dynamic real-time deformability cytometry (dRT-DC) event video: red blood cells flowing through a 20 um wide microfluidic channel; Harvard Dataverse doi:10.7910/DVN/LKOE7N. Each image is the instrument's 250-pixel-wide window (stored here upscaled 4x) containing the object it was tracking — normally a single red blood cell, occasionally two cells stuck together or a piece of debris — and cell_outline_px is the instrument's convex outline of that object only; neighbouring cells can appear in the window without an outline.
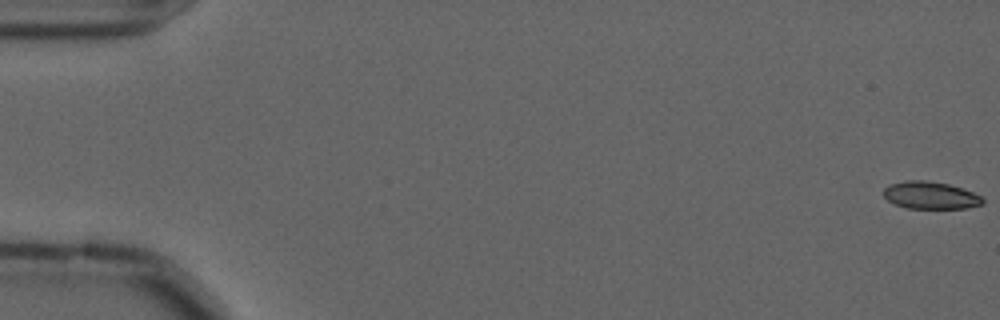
{"species": "common noctule bat (a hibernating species)", "species_latin": "Nyctalus noctula", "temperature_condition": "cold", "stored_images_in_passage": 58, "camera_frame_rate_fps": 3000, "um_per_image_px": 0.085, "animal": {"sex": "male", "forearm_length_mm": 52.5}, "frame": {"image": 1, "passage_image": 1, "time_ms": 0.0, "image_size_px": [1000, 320], "cell_outline_px": [[984, 204], [968, 208], [908, 208], [896, 204], [888, 200], [884, 196], [884, 188], [888, 184], [904, 180], [928, 180], [948, 184], [972, 192], [980, 196], [984, 200]], "centroid_in_image_um": [79.08, 16.59], "position_along_channel_um": 5.9, "area_um2": 15.78}}
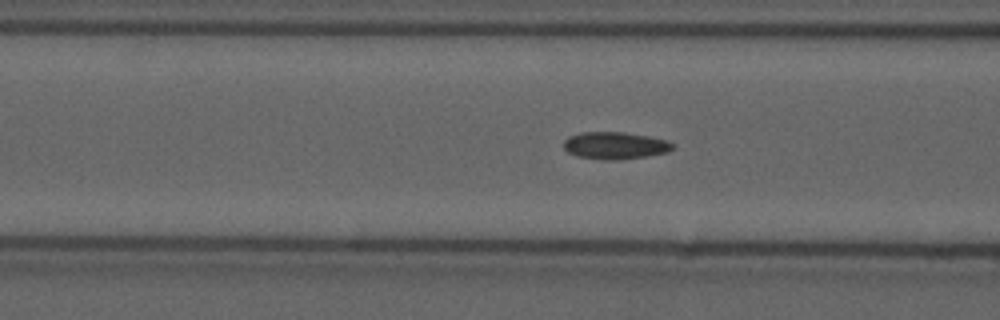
{"frame": {"image": 2, "passage_image": 23, "time_ms": 7.333, "image_size_px": [1000, 320], "cell_outline_px": [[672, 148], [668, 152], [644, 156], [612, 160], [608, 160], [576, 156], [568, 152], [564, 148], [564, 140], [568, 136], [580, 132], [624, 132], [648, 136], [668, 140], [672, 144]], "centroid_in_image_um": [52.24, 12.35], "position_along_channel_um": 114.4, "area_um2": 17.11}}
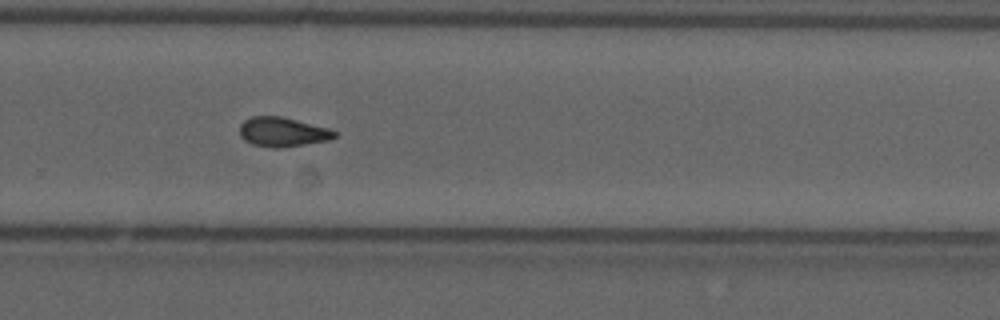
{"frame": {"image": 3, "passage_image": 39, "time_ms": 12.667, "image_size_px": [1000, 320], "cell_outline_px": [[336, 136], [328, 140], [280, 148], [272, 148], [252, 144], [244, 140], [240, 136], [240, 124], [244, 120], [252, 116], [280, 116], [328, 128], [336, 132]], "centroid_in_image_um": [23.97, 11.22], "position_along_channel_um": 305.8, "area_um2": 16.13}, "authors_computed_cell_mechanics": {"area_um2": 16.3285, "velocity_mm_per_s": 3.5977, "shape_relaxation_time_tau1_ms": null, "shape_relaxation_time_tau2_ms": 4.2376, "deformation_change_tau1": null, "deformation_change_tau2": 0.0967}}